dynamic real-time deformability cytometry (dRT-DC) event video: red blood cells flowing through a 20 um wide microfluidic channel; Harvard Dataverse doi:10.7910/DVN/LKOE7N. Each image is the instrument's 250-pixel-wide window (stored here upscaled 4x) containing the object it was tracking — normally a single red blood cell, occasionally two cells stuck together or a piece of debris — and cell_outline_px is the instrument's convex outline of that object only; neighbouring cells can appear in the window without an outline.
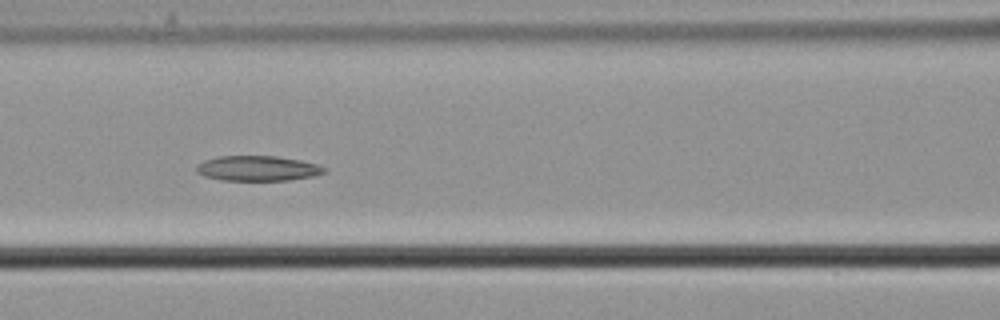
{"species": "common noctule bat (a hibernating species)", "species_latin": "Nyctalus noctula", "temperature_condition": "cold", "stored_images_in_passage": 9, "camera_frame_rate_fps": 3000, "um_per_image_px": 0.085, "animal": {"sex": "male", "body_mass_g": 21.5, "forearm_length_mm": 52.0}, "frame": {"image": 1, "passage_image": 6, "time_ms": 1.667, "image_size_px": [1000, 320], "cell_outline_px": [[324, 172], [316, 176], [288, 180], [220, 180], [204, 176], [196, 172], [196, 168], [204, 160], [220, 156], [276, 156], [300, 160], [316, 164], [324, 168]], "centroid_in_image_um": [21.88, 14.31], "position_along_channel_um": 144.7, "area_um2": 18.55}}
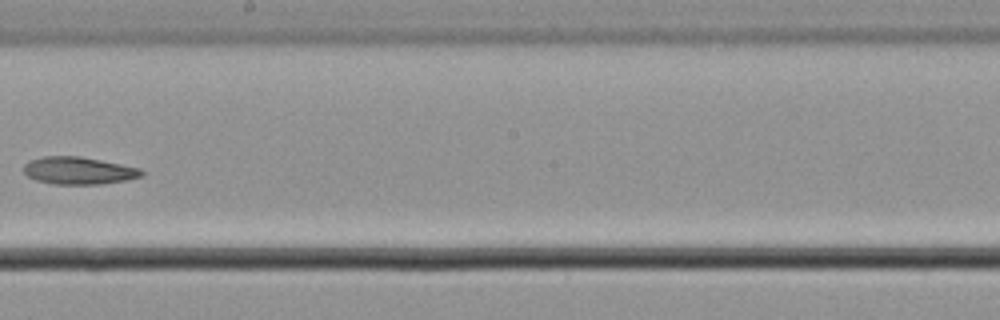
{"frame": {"image": 2, "passage_image": 8, "time_ms": 2.333, "image_size_px": [1000, 320], "cell_outline_px": [[144, 176], [128, 180], [100, 184], [52, 184], [36, 180], [28, 176], [24, 172], [24, 164], [28, 160], [44, 156], [80, 156], [140, 168], [144, 172]], "centroid_in_image_um": [6.68, 14.5], "position_along_channel_um": 241.5, "area_um2": 18.9}}
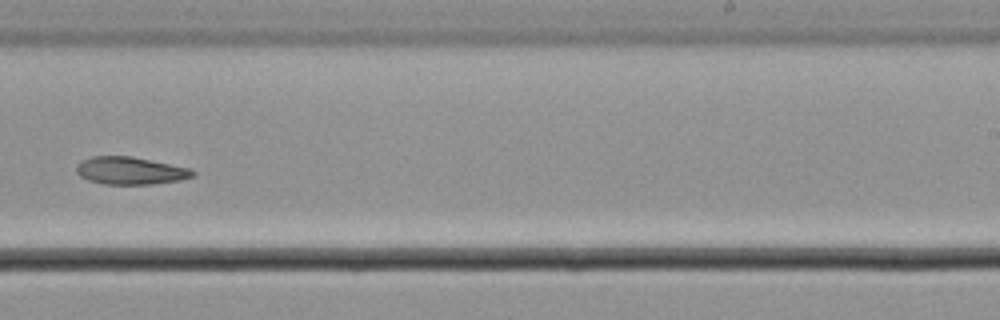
{"frame": {"image": 3, "passage_image": 9, "time_ms": 2.667, "image_size_px": [1000, 320], "cell_outline_px": [[196, 176], [180, 180], [152, 184], [104, 184], [88, 180], [80, 176], [76, 172], [76, 164], [80, 160], [92, 156], [132, 156], [192, 168], [196, 172]], "centroid_in_image_um": [11.09, 14.5], "position_along_channel_um": 277.9, "area_um2": 18.96}}